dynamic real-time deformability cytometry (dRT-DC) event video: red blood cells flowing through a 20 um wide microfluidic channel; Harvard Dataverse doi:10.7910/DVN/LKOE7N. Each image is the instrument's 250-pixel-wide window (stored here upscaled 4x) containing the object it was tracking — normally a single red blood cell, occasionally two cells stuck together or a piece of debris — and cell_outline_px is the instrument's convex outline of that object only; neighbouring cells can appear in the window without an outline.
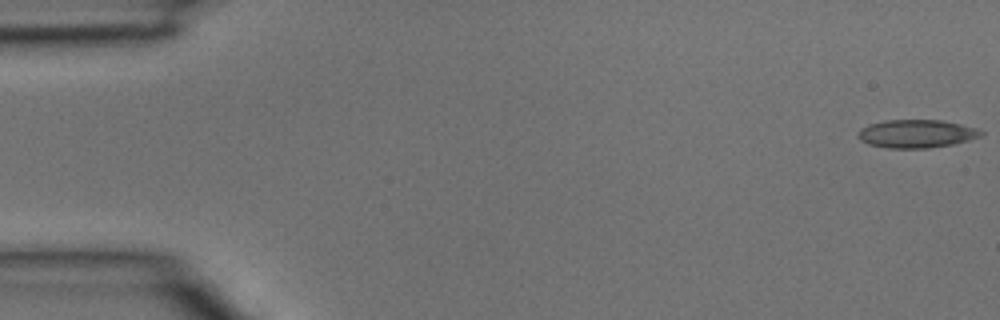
{"species": "common noctule bat (a hibernating species)", "species_latin": "Nyctalus noctula", "temperature_condition": "room temperature", "stored_images_in_passage": 39, "camera_frame_rate_fps": 3000, "um_per_image_px": 0.085, "animal": {"sex": "male", "body_mass_g": 15.6}, "frame": {"image": 1, "passage_image": 1, "time_ms": 0.0, "image_size_px": [1000, 320], "cell_outline_px": [[984, 132], [980, 136], [968, 140], [952, 144], [928, 148], [888, 148], [868, 144], [860, 140], [856, 136], [856, 132], [860, 128], [868, 124], [884, 120], [944, 120], [976, 128]], "centroid_in_image_um": [77.84, 11.36], "position_along_channel_um": 7.2, "area_um2": 20.29}}
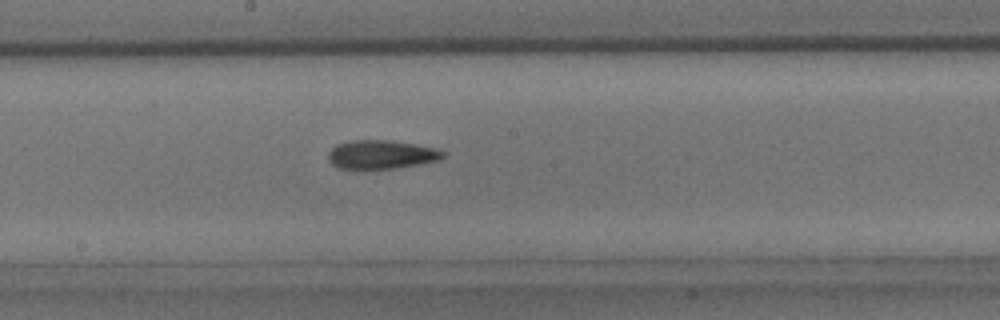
{"frame": {"image": 2, "passage_image": 21, "time_ms": 6.667, "image_size_px": [1000, 320], "cell_outline_px": [[448, 156], [440, 160], [420, 164], [396, 168], [364, 172], [336, 168], [328, 160], [328, 152], [336, 144], [352, 140], [392, 140], [416, 144], [436, 148], [448, 152]], "centroid_in_image_um": [32.41, 13.18], "position_along_channel_um": 215.8, "area_um2": 20.35}}
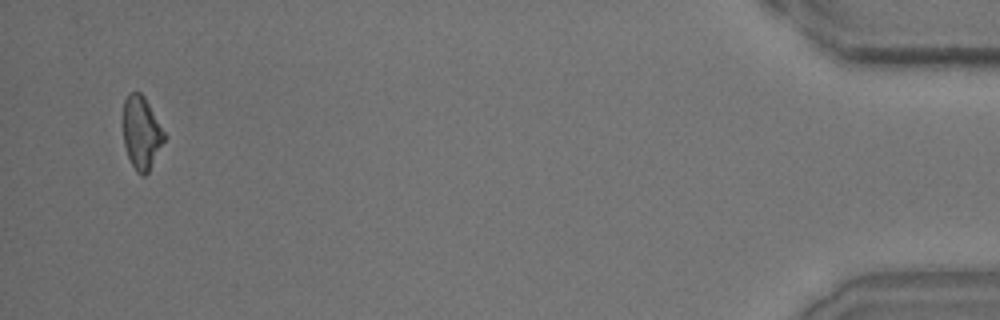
{"frame": {"image": 3, "passage_image": 38, "time_ms": 12.333, "image_size_px": [1000, 320], "cell_outline_px": [[164, 140], [148, 172], [144, 176], [140, 176], [136, 172], [128, 156], [124, 144], [124, 100], [128, 92], [140, 92], [144, 96], [164, 132]], "centroid_in_image_um": [12.0, 11.28], "position_along_channel_um": 423.2, "area_um2": 17.05}}